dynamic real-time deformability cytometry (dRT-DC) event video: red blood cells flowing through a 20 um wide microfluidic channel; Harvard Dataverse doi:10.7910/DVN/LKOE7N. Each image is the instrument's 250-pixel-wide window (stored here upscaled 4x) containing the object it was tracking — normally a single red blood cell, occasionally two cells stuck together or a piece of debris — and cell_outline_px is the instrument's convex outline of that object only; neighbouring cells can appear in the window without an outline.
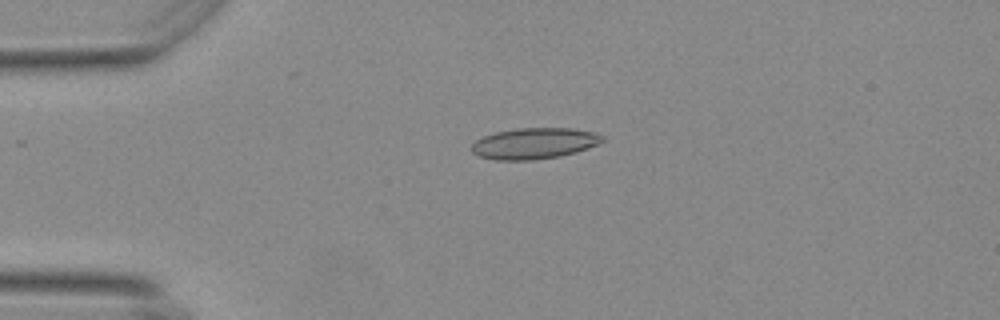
{"species": "Egyptian fruit bat (a non-hibernating species)", "species_latin": "Rousettus aegyptiacus", "temperature_condition": "warm", "stored_images_in_passage": 43, "camera_frame_rate_fps": 3000, "um_per_image_px": 0.085, "animal": {"sex": "female"}, "frame": {"image": 1, "passage_image": 1, "time_ms": 0.0, "image_size_px": [1000, 320], "cell_outline_px": [[604, 140], [600, 144], [576, 152], [560, 156], [532, 160], [496, 160], [480, 156], [472, 152], [472, 144], [476, 140], [484, 136], [496, 132], [516, 128], [572, 128], [596, 132], [604, 136]], "centroid_in_image_um": [45.46, 12.18], "position_along_channel_um": 39.5, "area_um2": 23.76}}
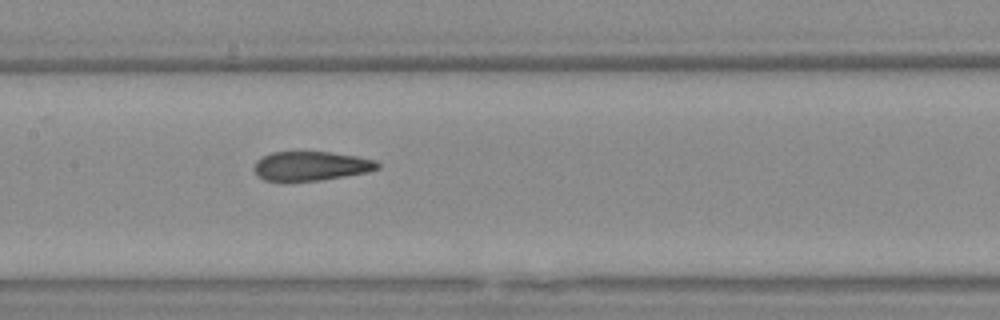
{"frame": {"image": 2, "passage_image": 15, "time_ms": 4.667, "image_size_px": [1000, 320], "cell_outline_px": [[380, 168], [368, 172], [320, 180], [264, 180], [252, 168], [256, 160], [272, 152], [332, 152], [356, 156], [376, 160], [380, 164]], "centroid_in_image_um": [26.47, 14.09], "position_along_channel_um": 180.9, "area_um2": 20.81}}
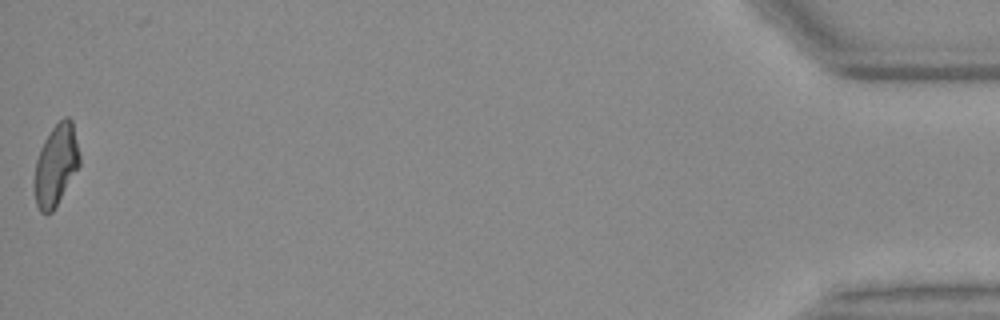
{"frame": {"image": 3, "passage_image": 43, "time_ms": 14.0, "image_size_px": [1000, 320], "cell_outline_px": [[80, 164], [52, 212], [40, 212], [36, 204], [32, 184], [32, 180], [36, 160], [40, 148], [44, 140], [52, 128], [64, 116], [68, 116], [72, 120], [80, 156]], "centroid_in_image_um": [4.72, 14.02], "position_along_channel_um": 430.5, "area_um2": 21.44}, "authors_computed_cell_mechanics": {"area_um2": 22.0218, "velocity_mm_per_s": 3.704, "shape_relaxation_time_tau1_ms": null, "shape_relaxation_time_tau2_ms": 2.1195, "deformation_change_tau1": null, "deformation_change_tau2": 0.0885}}